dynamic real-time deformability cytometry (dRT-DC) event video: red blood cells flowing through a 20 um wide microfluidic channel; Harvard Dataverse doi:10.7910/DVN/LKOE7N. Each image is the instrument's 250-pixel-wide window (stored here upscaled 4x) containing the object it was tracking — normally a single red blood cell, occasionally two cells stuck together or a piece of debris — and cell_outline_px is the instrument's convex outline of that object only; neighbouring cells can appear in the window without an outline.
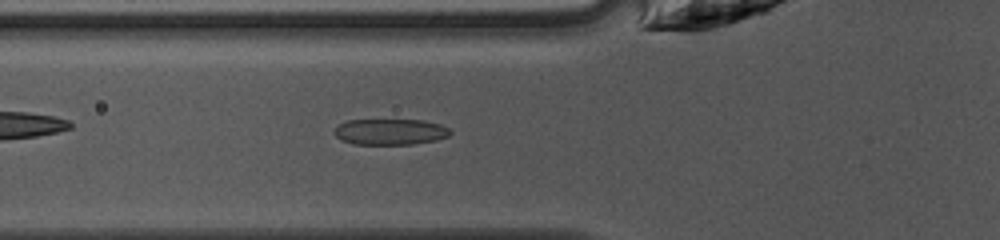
{"species": "common noctule bat (a hibernating species)", "species_latin": "Nyctalus noctula", "temperature_condition": "warm", "stored_images_in_passage": 33, "camera_frame_rate_fps": 3000, "um_per_image_px": 0.085, "animal": {"sex": "female", "body_mass_g": 10.0, "forearm_length_mm": 53.1}, "frame": {"image": 1, "passage_image": 3, "time_ms": 0.667, "image_size_px": [1000, 240], "cell_outline_px": [[452, 132], [448, 136], [436, 140], [412, 144], [352, 144], [340, 140], [332, 132], [340, 124], [348, 120], [424, 120], [440, 124], [448, 128]], "centroid_in_image_um": [33.16, 11.2], "position_along_channel_um": 92.6, "area_um2": 17.57}}
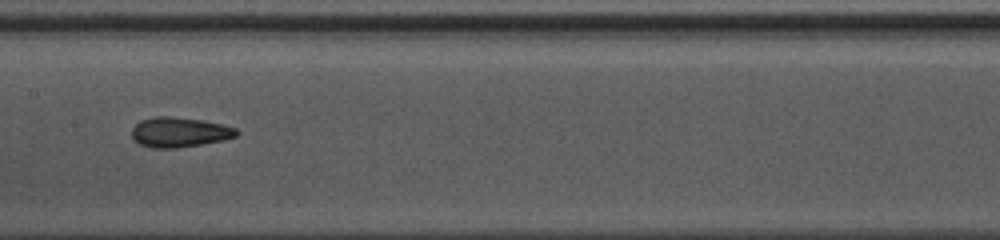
{"frame": {"image": 2, "passage_image": 10, "time_ms": 3.0, "image_size_px": [1000, 240], "cell_outline_px": [[240, 132], [236, 136], [224, 140], [176, 148], [152, 148], [140, 144], [132, 140], [132, 128], [140, 120], [152, 116], [168, 116], [200, 120], [224, 124], [236, 128]], "centroid_in_image_um": [15.24, 11.23], "position_along_channel_um": 192.2, "area_um2": 18.38}}
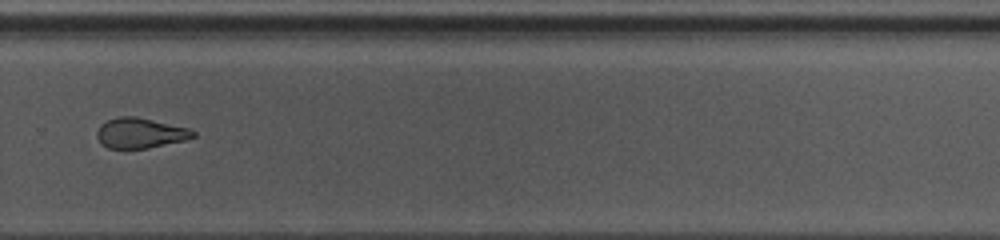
{"frame": {"image": 3, "passage_image": 19, "time_ms": 6.0, "image_size_px": [1000, 240], "cell_outline_px": [[196, 136], [184, 140], [148, 148], [124, 152], [108, 148], [100, 144], [96, 136], [96, 132], [100, 124], [108, 120], [120, 116], [136, 116], [188, 128], [196, 132]], "centroid_in_image_um": [11.85, 11.35], "position_along_channel_um": 318.0, "area_um2": 17.51}, "authors_computed_cell_mechanics": {"area_um2": 18.2648, "velocity_mm_per_s": 4.2099, "shape_relaxation_time_tau1_ms": null, "shape_relaxation_time_tau2_ms": 2.2842, "deformation_change_tau1": null, "deformation_change_tau2": 0.097}}